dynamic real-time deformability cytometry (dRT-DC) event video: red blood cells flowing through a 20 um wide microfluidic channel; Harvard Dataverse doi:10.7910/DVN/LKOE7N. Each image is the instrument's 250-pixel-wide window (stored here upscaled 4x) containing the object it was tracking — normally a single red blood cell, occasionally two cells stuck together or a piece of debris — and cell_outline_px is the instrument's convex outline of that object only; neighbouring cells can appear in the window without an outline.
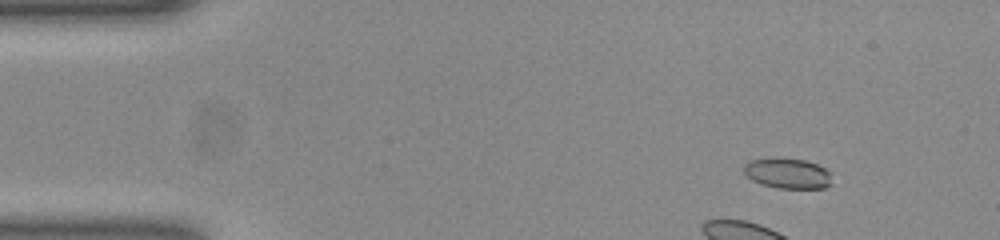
{"species": "common noctule bat (a hibernating species)", "species_latin": "Nyctalus noctula", "temperature_condition": "room temperature", "stored_images_in_passage": 43, "camera_frame_rate_fps": 3000, "um_per_image_px": 0.085, "animal": {"sex": "female", "body_mass_g": 23.0, "forearm_length_mm": 53.4}, "frame": {"image": 1, "passage_image": 6, "time_ms": 1.667, "image_size_px": [1000, 240], "cell_outline_px": [[832, 184], [824, 188], [780, 188], [764, 184], [752, 180], [744, 172], [744, 164], [752, 160], [804, 160], [816, 164], [832, 172]], "centroid_in_image_um": [67.03, 14.77], "position_along_channel_um": 18.0, "area_um2": 15.03}}